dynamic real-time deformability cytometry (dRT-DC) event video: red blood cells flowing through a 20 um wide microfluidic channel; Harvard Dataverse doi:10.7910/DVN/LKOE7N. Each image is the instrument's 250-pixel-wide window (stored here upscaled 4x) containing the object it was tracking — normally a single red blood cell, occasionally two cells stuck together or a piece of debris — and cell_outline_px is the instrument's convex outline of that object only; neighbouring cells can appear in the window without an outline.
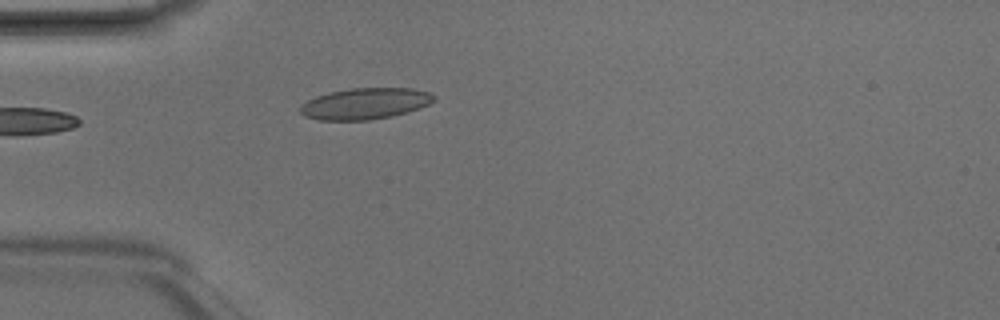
{"species": "Egyptian fruit bat (a non-hibernating species)", "species_latin": "Rousettus aegyptiacus", "temperature_condition": "room temperature", "stored_images_in_passage": 1, "camera_frame_rate_fps": 3000, "um_per_image_px": 0.085, "animal": {"sex": "male"}, "frame": {"image": 1, "passage_image": 1, "time_ms": 0.0, "image_size_px": [1000, 320], "cell_outline_px": [[436, 100], [420, 108], [408, 112], [392, 116], [368, 120], [316, 120], [304, 116], [300, 112], [300, 104], [316, 96], [328, 92], [352, 88], [412, 88], [428, 92], [436, 96]], "centroid_in_image_um": [31.02, 8.81], "position_along_channel_um": 54.0, "area_um2": 24.51}}